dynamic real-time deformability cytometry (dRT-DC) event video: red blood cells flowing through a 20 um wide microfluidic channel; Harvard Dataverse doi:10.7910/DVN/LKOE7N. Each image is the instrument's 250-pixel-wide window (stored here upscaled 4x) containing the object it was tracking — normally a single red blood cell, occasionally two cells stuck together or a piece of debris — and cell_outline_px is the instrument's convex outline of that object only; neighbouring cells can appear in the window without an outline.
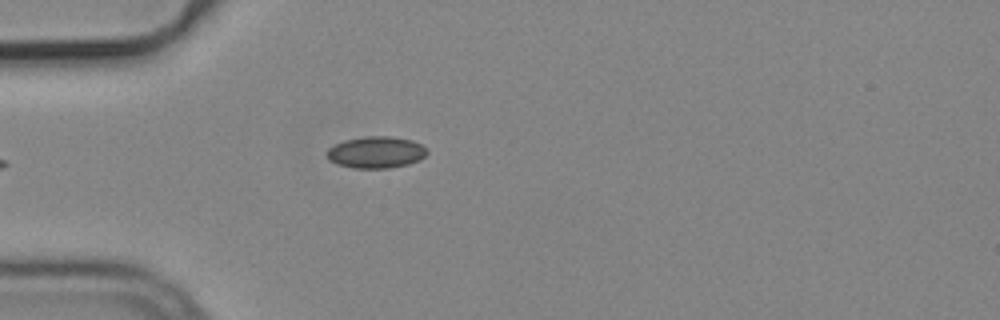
{"species": "common noctule bat (a hibernating species)", "species_latin": "Nyctalus noctula", "temperature_condition": "cold", "stored_images_in_passage": 4, "camera_frame_rate_fps": 3000, "um_per_image_px": 0.085, "animal": {"sex": "male", "body_mass_g": 19.2, "forearm_length_mm": 51.8}, "frame": {"image": 1, "passage_image": 4, "time_ms": 1.0, "image_size_px": [1000, 320], "cell_outline_px": [[428, 152], [420, 160], [408, 164], [388, 168], [352, 168], [336, 164], [328, 160], [328, 148], [344, 140], [364, 136], [392, 136], [412, 140], [428, 148]], "centroid_in_image_um": [31.98, 12.94], "position_along_channel_um": 53.0, "area_um2": 18.61}}